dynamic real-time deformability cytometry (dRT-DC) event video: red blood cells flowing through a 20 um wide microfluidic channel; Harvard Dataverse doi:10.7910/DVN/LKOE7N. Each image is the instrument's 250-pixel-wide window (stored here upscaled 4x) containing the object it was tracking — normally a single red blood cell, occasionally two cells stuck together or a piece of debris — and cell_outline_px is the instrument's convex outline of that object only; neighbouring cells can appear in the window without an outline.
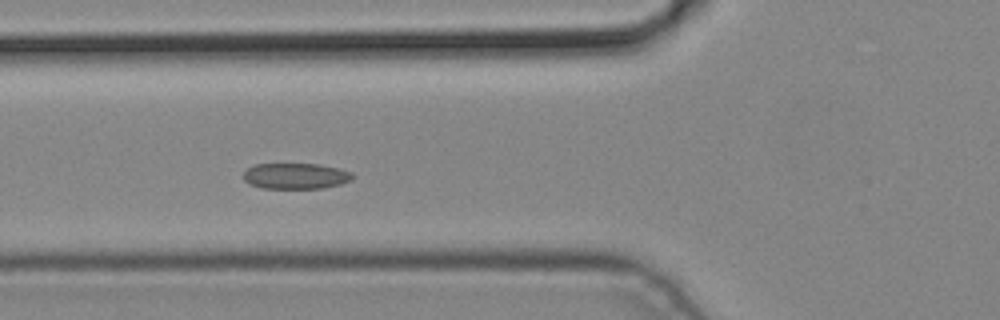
{"species": "common noctule bat (a hibernating species)", "species_latin": "Nyctalus noctula", "temperature_condition": "cold", "stored_images_in_passage": 7, "camera_frame_rate_fps": 3000, "um_per_image_px": 0.085, "animal": {"sex": "male", "body_mass_g": 19.2, "forearm_length_mm": 51.8}, "frame": {"image": 1, "passage_image": 5, "time_ms": 1.333, "image_size_px": [1000, 320], "cell_outline_px": [[352, 180], [340, 184], [320, 188], [260, 188], [244, 180], [244, 172], [248, 168], [256, 164], [320, 164], [340, 168], [352, 172]], "centroid_in_image_um": [25.15, 14.95], "position_along_channel_um": 100.6, "area_um2": 16.36}}
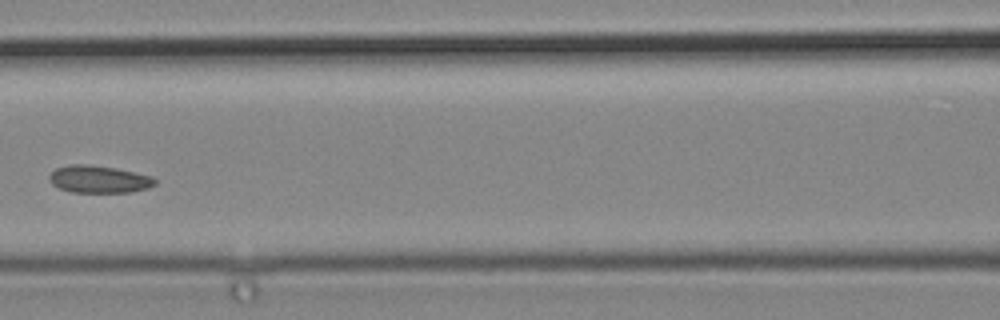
{"frame": {"image": 2, "passage_image": 6, "time_ms": 1.667, "image_size_px": [1000, 320], "cell_outline_px": [[156, 184], [148, 188], [132, 192], [72, 192], [60, 188], [52, 184], [48, 180], [48, 176], [56, 168], [72, 164], [88, 164], [116, 168], [152, 176], [156, 180]], "centroid_in_image_um": [8.41, 15.23], "position_along_channel_um": 158.2, "area_um2": 16.88}}
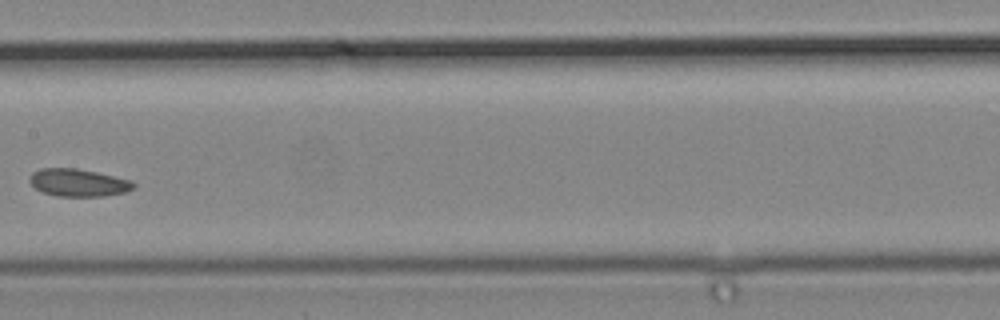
{"frame": {"image": 3, "passage_image": 7, "time_ms": 2.0, "image_size_px": [1000, 320], "cell_outline_px": [[136, 188], [124, 192], [104, 196], [56, 196], [40, 192], [28, 180], [28, 176], [32, 172], [40, 168], [76, 168], [96, 172], [132, 180], [136, 184]], "centroid_in_image_um": [6.64, 15.52], "position_along_channel_um": 200.8, "area_um2": 16.88}}